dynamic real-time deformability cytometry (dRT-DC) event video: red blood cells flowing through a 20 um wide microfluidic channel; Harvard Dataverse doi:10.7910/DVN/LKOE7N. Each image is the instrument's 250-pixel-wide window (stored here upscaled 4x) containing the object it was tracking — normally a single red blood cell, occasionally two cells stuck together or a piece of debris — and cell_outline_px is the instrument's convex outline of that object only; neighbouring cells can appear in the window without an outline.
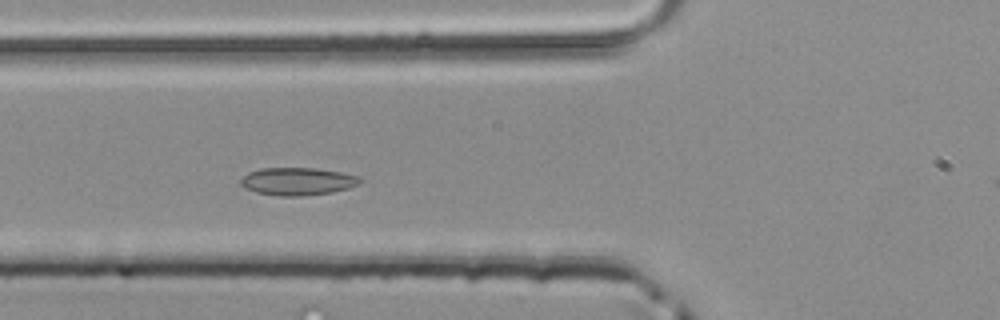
{"species": "common noctule bat (a hibernating species)", "species_latin": "Nyctalus noctula", "temperature_condition": "room temperature", "stored_images_in_passage": 43, "camera_frame_rate_fps": 3000, "um_per_image_px": 0.085, "animal": {"sex": "male", "body_mass_g": 20.4}, "frame": {"image": 1, "passage_image": 12, "time_ms": 3.667, "image_size_px": [1000, 320], "cell_outline_px": [[364, 180], [360, 184], [348, 188], [332, 192], [304, 196], [280, 196], [256, 192], [244, 188], [240, 184], [240, 180], [248, 172], [260, 168], [316, 168], [340, 172], [360, 176]], "centroid_in_image_um": [25.31, 15.41], "position_along_channel_um": 100.5, "area_um2": 19.42}}
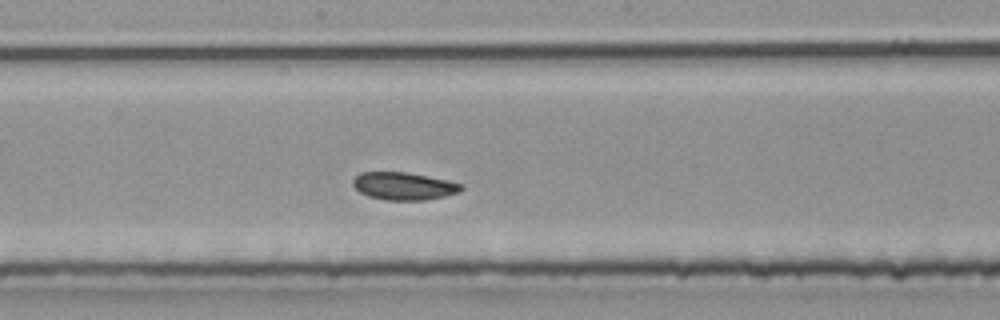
{"frame": {"image": 2, "passage_image": 20, "time_ms": 6.333, "image_size_px": [1000, 320], "cell_outline_px": [[464, 188], [460, 192], [444, 196], [424, 200], [384, 200], [368, 196], [360, 192], [352, 184], [352, 180], [360, 172], [408, 172], [448, 180], [464, 184]], "centroid_in_image_um": [34.34, 15.81], "position_along_channel_um": 213.9, "area_um2": 17.57}}
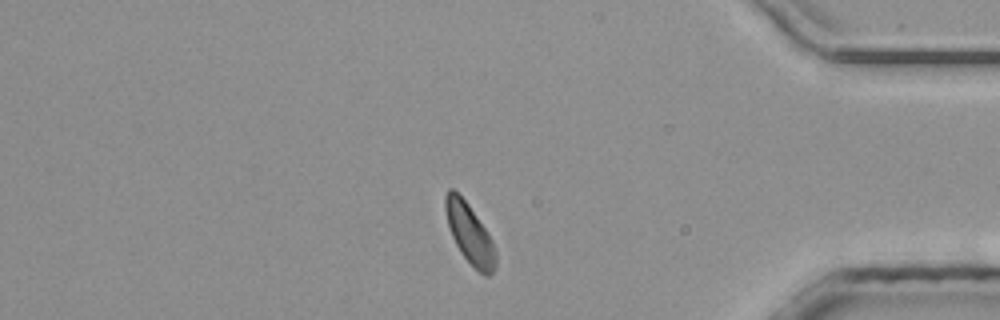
{"frame": {"image": 3, "passage_image": 35, "time_ms": 11.333, "image_size_px": [1000, 320], "cell_outline_px": [[496, 268], [488, 276], [484, 276], [460, 252], [452, 236], [448, 224], [444, 208], [444, 196], [448, 188], [452, 188], [468, 204], [488, 232], [492, 240], [496, 252]], "centroid_in_image_um": [39.92, 19.85], "position_along_channel_um": 395.3, "area_um2": 17.4}}